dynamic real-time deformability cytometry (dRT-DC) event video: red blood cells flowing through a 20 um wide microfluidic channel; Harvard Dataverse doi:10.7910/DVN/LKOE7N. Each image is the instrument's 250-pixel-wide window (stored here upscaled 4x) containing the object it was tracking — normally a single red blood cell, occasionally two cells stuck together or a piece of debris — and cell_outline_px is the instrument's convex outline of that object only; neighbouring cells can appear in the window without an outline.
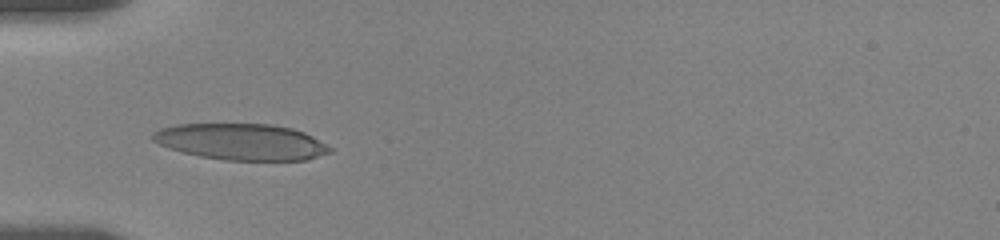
{"species": "human", "species_latin": "Homo sapiens", "temperature_condition": "room temperature", "stored_images_in_passage": 16, "camera_frame_rate_fps": 3000, "um_per_image_px": 0.085, "donor": {"sex": "female"}, "frame": {"image": 1, "passage_image": 1, "time_ms": 0.0, "image_size_px": [1000, 240], "cell_outline_px": [[332, 152], [304, 160], [224, 160], [200, 156], [168, 148], [152, 140], [152, 132], [160, 128], [176, 124], [272, 124], [292, 128], [304, 132], [312, 136], [332, 148]], "centroid_in_image_um": [20.5, 12.05], "position_along_channel_um": 64.5, "area_um2": 37.4}}
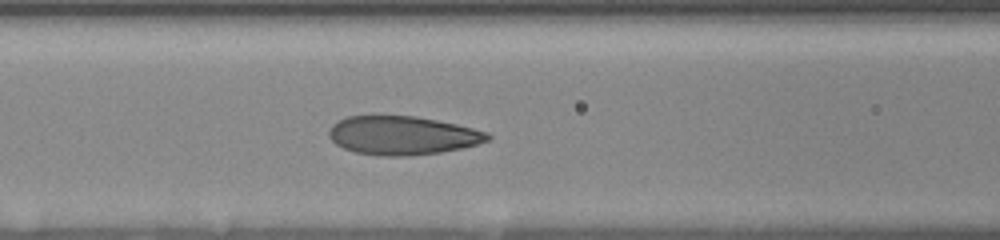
{"frame": {"image": 2, "passage_image": 9, "time_ms": 2.0, "image_size_px": [1000, 240], "cell_outline_px": [[492, 136], [488, 140], [476, 144], [460, 148], [440, 152], [408, 156], [384, 156], [356, 152], [344, 148], [336, 144], [328, 136], [328, 132], [332, 124], [348, 116], [376, 112], [416, 116], [456, 124], [488, 132]], "centroid_in_image_um": [34.14, 11.46], "position_along_channel_um": 132.5, "area_um2": 36.47}}
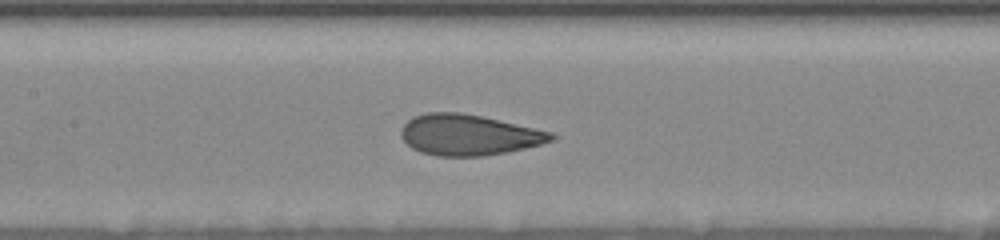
{"frame": {"image": 3, "passage_image": 13, "time_ms": 3.0, "image_size_px": [1000, 240], "cell_outline_px": [[556, 140], [508, 152], [484, 156], [436, 156], [420, 152], [412, 148], [400, 136], [400, 128], [412, 116], [428, 112], [460, 112], [480, 116], [552, 132], [556, 136]], "centroid_in_image_um": [39.81, 11.47], "position_along_channel_um": 167.6, "area_um2": 35.72}}